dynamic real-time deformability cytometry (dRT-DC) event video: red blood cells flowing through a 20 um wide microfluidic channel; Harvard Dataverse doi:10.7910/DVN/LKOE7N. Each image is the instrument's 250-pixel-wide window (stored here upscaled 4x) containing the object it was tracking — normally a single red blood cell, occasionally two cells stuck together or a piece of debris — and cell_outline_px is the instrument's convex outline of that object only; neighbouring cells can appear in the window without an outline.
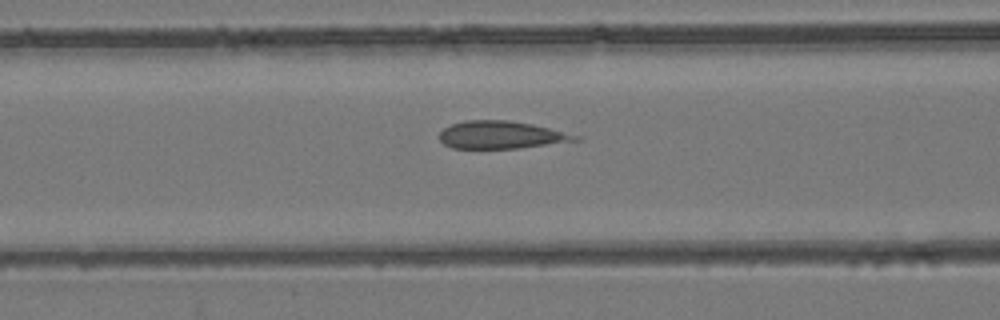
{"species": "common noctule bat (a hibernating species)", "species_latin": "Nyctalus noctula", "temperature_condition": "room temperature", "stored_images_in_passage": 29, "camera_frame_rate_fps": 3000, "um_per_image_px": 0.085, "animal": {"sex": "female", "body_mass_g": 24.6, "forearm_length_mm": 56.2}, "frame": {"image": 1, "passage_image": 7, "time_ms": 2.0, "image_size_px": [1000, 320], "cell_outline_px": [[584, 140], [520, 148], [452, 148], [444, 144], [440, 140], [440, 132], [444, 128], [452, 124], [464, 120], [508, 120], [532, 124], [584, 136]], "centroid_in_image_um": [42.68, 11.47], "position_along_channel_um": 123.9, "area_um2": 22.08}}
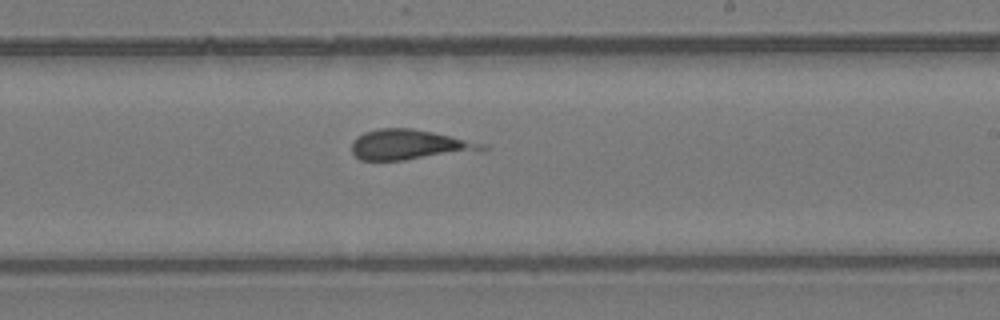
{"frame": {"image": 2, "passage_image": 17, "time_ms": 5.333, "image_size_px": [1000, 320], "cell_outline_px": [[488, 148], [484, 152], [404, 160], [360, 160], [352, 152], [352, 144], [356, 136], [364, 132], [380, 128], [412, 128], [432, 132], [488, 144]], "centroid_in_image_um": [34.9, 12.31], "position_along_channel_um": 254.1, "area_um2": 23.35}}
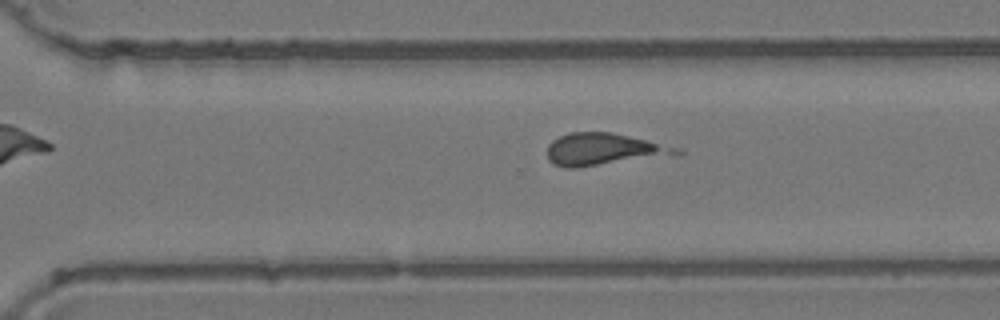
{"frame": {"image": 3, "passage_image": 22, "time_ms": 7.0, "image_size_px": [1000, 320], "cell_outline_px": [[684, 152], [680, 156], [576, 168], [564, 168], [552, 164], [548, 160], [548, 144], [552, 140], [568, 132], [612, 132], [680, 148]], "centroid_in_image_um": [51.38, 12.72], "position_along_channel_um": 319.2, "area_um2": 24.91}}